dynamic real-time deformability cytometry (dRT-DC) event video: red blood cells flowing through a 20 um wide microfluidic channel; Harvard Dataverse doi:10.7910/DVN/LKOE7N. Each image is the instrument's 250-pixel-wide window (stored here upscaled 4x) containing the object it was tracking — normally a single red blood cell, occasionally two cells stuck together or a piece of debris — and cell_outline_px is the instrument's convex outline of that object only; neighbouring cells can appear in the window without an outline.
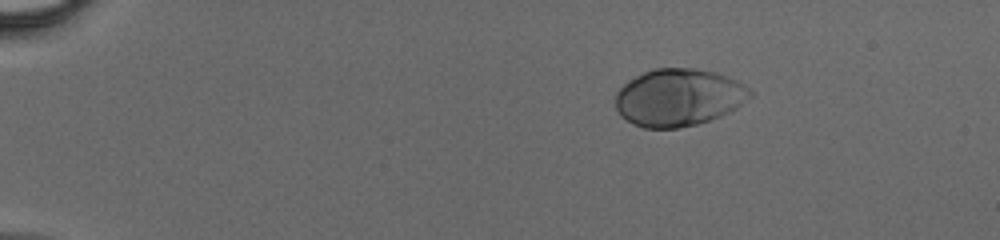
{"species": "human", "species_latin": "Homo sapiens", "temperature_condition": "cold", "stored_images_in_passage": 41, "camera_frame_rate_fps": 3000, "um_per_image_px": 0.085, "donor": {"sex": "male"}, "frame": {"image": 1, "passage_image": 2, "time_ms": 0.333, "image_size_px": [1000, 240], "cell_outline_px": [[756, 92], [752, 96], [736, 108], [712, 120], [680, 128], [644, 128], [632, 124], [620, 116], [616, 108], [616, 92], [628, 80], [644, 72], [656, 68], [696, 68], [728, 76], [736, 80]], "centroid_in_image_um": [57.69, 8.29], "position_along_channel_um": 27.3, "area_um2": 45.26}}
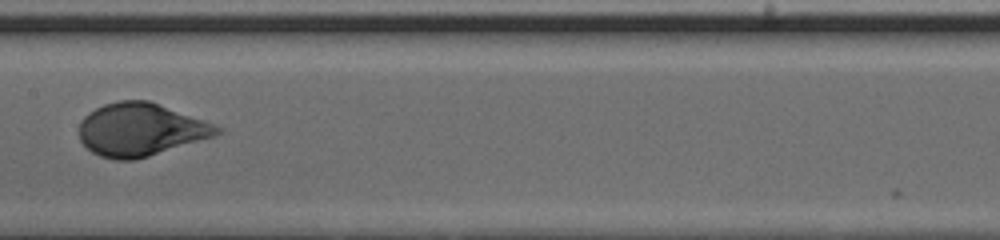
{"frame": {"image": 2, "passage_image": 20, "time_ms": 6.333, "image_size_px": [1000, 240], "cell_outline_px": [[224, 132], [216, 136], [136, 160], [112, 160], [100, 156], [92, 152], [80, 140], [80, 120], [88, 112], [104, 104], [120, 100], [148, 100], [204, 120], [224, 128]], "centroid_in_image_um": [11.97, 11.02], "position_along_channel_um": 195.4, "area_um2": 42.66}}
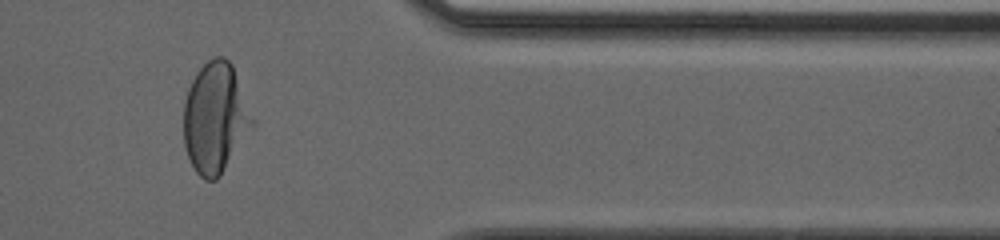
{"frame": {"image": 3, "passage_image": 34, "time_ms": 11.0, "image_size_px": [1000, 240], "cell_outline_px": [[256, 124], [220, 176], [216, 180], [204, 180], [196, 172], [188, 156], [184, 144], [184, 100], [188, 88], [196, 72], [208, 60], [216, 56], [224, 56], [232, 64], [256, 120]], "centroid_in_image_um": [18.33, 10.02], "position_along_channel_um": 393.1, "area_um2": 44.68}}